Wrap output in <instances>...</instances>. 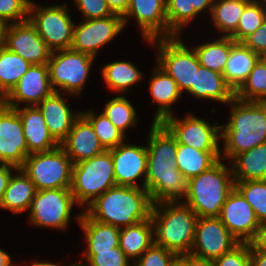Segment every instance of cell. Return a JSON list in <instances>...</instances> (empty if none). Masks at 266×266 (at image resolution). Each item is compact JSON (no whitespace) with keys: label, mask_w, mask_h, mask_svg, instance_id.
Masks as SVG:
<instances>
[{"label":"cell","mask_w":266,"mask_h":266,"mask_svg":"<svg viewBox=\"0 0 266 266\" xmlns=\"http://www.w3.org/2000/svg\"><path fill=\"white\" fill-rule=\"evenodd\" d=\"M74 203L70 188L39 190L29 207V221L35 226L65 229Z\"/></svg>","instance_id":"11"},{"label":"cell","mask_w":266,"mask_h":266,"mask_svg":"<svg viewBox=\"0 0 266 266\" xmlns=\"http://www.w3.org/2000/svg\"><path fill=\"white\" fill-rule=\"evenodd\" d=\"M63 266H85L83 263H76V264H70V265H63ZM87 266V265H86Z\"/></svg>","instance_id":"57"},{"label":"cell","mask_w":266,"mask_h":266,"mask_svg":"<svg viewBox=\"0 0 266 266\" xmlns=\"http://www.w3.org/2000/svg\"><path fill=\"white\" fill-rule=\"evenodd\" d=\"M3 28H4V25H2L0 23V47L3 45L2 42H3Z\"/></svg>","instance_id":"56"},{"label":"cell","mask_w":266,"mask_h":266,"mask_svg":"<svg viewBox=\"0 0 266 266\" xmlns=\"http://www.w3.org/2000/svg\"><path fill=\"white\" fill-rule=\"evenodd\" d=\"M28 20L52 52L71 48L75 24L67 4L36 7L30 1Z\"/></svg>","instance_id":"9"},{"label":"cell","mask_w":266,"mask_h":266,"mask_svg":"<svg viewBox=\"0 0 266 266\" xmlns=\"http://www.w3.org/2000/svg\"><path fill=\"white\" fill-rule=\"evenodd\" d=\"M115 185L114 164L109 150L73 164L70 190L78 205L87 207Z\"/></svg>","instance_id":"6"},{"label":"cell","mask_w":266,"mask_h":266,"mask_svg":"<svg viewBox=\"0 0 266 266\" xmlns=\"http://www.w3.org/2000/svg\"><path fill=\"white\" fill-rule=\"evenodd\" d=\"M31 0H0V23L8 25L28 20ZM15 20V21H14Z\"/></svg>","instance_id":"44"},{"label":"cell","mask_w":266,"mask_h":266,"mask_svg":"<svg viewBox=\"0 0 266 266\" xmlns=\"http://www.w3.org/2000/svg\"><path fill=\"white\" fill-rule=\"evenodd\" d=\"M261 58L266 62V52L261 56Z\"/></svg>","instance_id":"58"},{"label":"cell","mask_w":266,"mask_h":266,"mask_svg":"<svg viewBox=\"0 0 266 266\" xmlns=\"http://www.w3.org/2000/svg\"><path fill=\"white\" fill-rule=\"evenodd\" d=\"M102 77L107 87L114 92L125 93L130 86L142 79V73L137 67L127 61H115L106 64L101 69Z\"/></svg>","instance_id":"35"},{"label":"cell","mask_w":266,"mask_h":266,"mask_svg":"<svg viewBox=\"0 0 266 266\" xmlns=\"http://www.w3.org/2000/svg\"><path fill=\"white\" fill-rule=\"evenodd\" d=\"M28 266V265H27ZM31 266H63L61 264H54L50 262H33Z\"/></svg>","instance_id":"54"},{"label":"cell","mask_w":266,"mask_h":266,"mask_svg":"<svg viewBox=\"0 0 266 266\" xmlns=\"http://www.w3.org/2000/svg\"><path fill=\"white\" fill-rule=\"evenodd\" d=\"M242 43L260 56L266 52V18L262 25L246 37Z\"/></svg>","instance_id":"47"},{"label":"cell","mask_w":266,"mask_h":266,"mask_svg":"<svg viewBox=\"0 0 266 266\" xmlns=\"http://www.w3.org/2000/svg\"><path fill=\"white\" fill-rule=\"evenodd\" d=\"M261 56L242 42H236L230 49V54L223 70L227 84L236 92L248 78Z\"/></svg>","instance_id":"26"},{"label":"cell","mask_w":266,"mask_h":266,"mask_svg":"<svg viewBox=\"0 0 266 266\" xmlns=\"http://www.w3.org/2000/svg\"><path fill=\"white\" fill-rule=\"evenodd\" d=\"M214 266H250V243H239L213 260Z\"/></svg>","instance_id":"45"},{"label":"cell","mask_w":266,"mask_h":266,"mask_svg":"<svg viewBox=\"0 0 266 266\" xmlns=\"http://www.w3.org/2000/svg\"><path fill=\"white\" fill-rule=\"evenodd\" d=\"M154 243V227L146 219L135 225L120 228L119 247L134 262Z\"/></svg>","instance_id":"30"},{"label":"cell","mask_w":266,"mask_h":266,"mask_svg":"<svg viewBox=\"0 0 266 266\" xmlns=\"http://www.w3.org/2000/svg\"><path fill=\"white\" fill-rule=\"evenodd\" d=\"M83 257L88 266H130V259L119 246L112 251H84Z\"/></svg>","instance_id":"43"},{"label":"cell","mask_w":266,"mask_h":266,"mask_svg":"<svg viewBox=\"0 0 266 266\" xmlns=\"http://www.w3.org/2000/svg\"><path fill=\"white\" fill-rule=\"evenodd\" d=\"M250 1L214 0L210 15L217 30L230 37L236 31L240 17Z\"/></svg>","instance_id":"33"},{"label":"cell","mask_w":266,"mask_h":266,"mask_svg":"<svg viewBox=\"0 0 266 266\" xmlns=\"http://www.w3.org/2000/svg\"><path fill=\"white\" fill-rule=\"evenodd\" d=\"M17 171L16 175L11 176L0 202L1 209H8L13 213H21L29 209L37 192L36 186L24 171L21 168Z\"/></svg>","instance_id":"31"},{"label":"cell","mask_w":266,"mask_h":266,"mask_svg":"<svg viewBox=\"0 0 266 266\" xmlns=\"http://www.w3.org/2000/svg\"><path fill=\"white\" fill-rule=\"evenodd\" d=\"M15 110L22 121L28 156L32 153L51 151L60 146L49 132L37 106L27 105L23 108H15Z\"/></svg>","instance_id":"23"},{"label":"cell","mask_w":266,"mask_h":266,"mask_svg":"<svg viewBox=\"0 0 266 266\" xmlns=\"http://www.w3.org/2000/svg\"><path fill=\"white\" fill-rule=\"evenodd\" d=\"M72 168L73 162L61 146L51 151L30 154L21 167L37 191L70 188Z\"/></svg>","instance_id":"7"},{"label":"cell","mask_w":266,"mask_h":266,"mask_svg":"<svg viewBox=\"0 0 266 266\" xmlns=\"http://www.w3.org/2000/svg\"><path fill=\"white\" fill-rule=\"evenodd\" d=\"M178 265L179 266H214V263L211 260L200 259L190 254H187V255H180L178 257Z\"/></svg>","instance_id":"49"},{"label":"cell","mask_w":266,"mask_h":266,"mask_svg":"<svg viewBox=\"0 0 266 266\" xmlns=\"http://www.w3.org/2000/svg\"><path fill=\"white\" fill-rule=\"evenodd\" d=\"M81 114L91 123L105 150L116 148L124 142L125 135L102 112L98 116L93 110H86Z\"/></svg>","instance_id":"40"},{"label":"cell","mask_w":266,"mask_h":266,"mask_svg":"<svg viewBox=\"0 0 266 266\" xmlns=\"http://www.w3.org/2000/svg\"><path fill=\"white\" fill-rule=\"evenodd\" d=\"M187 92L197 99H210L227 104L235 98V92L227 84L223 74L202 65L196 69L194 85H191Z\"/></svg>","instance_id":"24"},{"label":"cell","mask_w":266,"mask_h":266,"mask_svg":"<svg viewBox=\"0 0 266 266\" xmlns=\"http://www.w3.org/2000/svg\"><path fill=\"white\" fill-rule=\"evenodd\" d=\"M238 244L218 217H198L190 255L213 261Z\"/></svg>","instance_id":"13"},{"label":"cell","mask_w":266,"mask_h":266,"mask_svg":"<svg viewBox=\"0 0 266 266\" xmlns=\"http://www.w3.org/2000/svg\"><path fill=\"white\" fill-rule=\"evenodd\" d=\"M77 215L76 218L86 236L87 248L85 251H112V248L119 246V227L98 222L85 211Z\"/></svg>","instance_id":"27"},{"label":"cell","mask_w":266,"mask_h":266,"mask_svg":"<svg viewBox=\"0 0 266 266\" xmlns=\"http://www.w3.org/2000/svg\"><path fill=\"white\" fill-rule=\"evenodd\" d=\"M218 218L239 243H253L258 235L260 222L236 188L229 193Z\"/></svg>","instance_id":"15"},{"label":"cell","mask_w":266,"mask_h":266,"mask_svg":"<svg viewBox=\"0 0 266 266\" xmlns=\"http://www.w3.org/2000/svg\"><path fill=\"white\" fill-rule=\"evenodd\" d=\"M175 137L178 144H185L200 151H220L221 125L210 124L204 119L188 114L177 119L174 114L161 122Z\"/></svg>","instance_id":"12"},{"label":"cell","mask_w":266,"mask_h":266,"mask_svg":"<svg viewBox=\"0 0 266 266\" xmlns=\"http://www.w3.org/2000/svg\"><path fill=\"white\" fill-rule=\"evenodd\" d=\"M66 100L60 92L54 91L37 105L49 132L59 144L66 139L74 121L81 115V112L74 114Z\"/></svg>","instance_id":"22"},{"label":"cell","mask_w":266,"mask_h":266,"mask_svg":"<svg viewBox=\"0 0 266 266\" xmlns=\"http://www.w3.org/2000/svg\"><path fill=\"white\" fill-rule=\"evenodd\" d=\"M32 64L20 55L0 47V87L8 94Z\"/></svg>","instance_id":"36"},{"label":"cell","mask_w":266,"mask_h":266,"mask_svg":"<svg viewBox=\"0 0 266 266\" xmlns=\"http://www.w3.org/2000/svg\"><path fill=\"white\" fill-rule=\"evenodd\" d=\"M178 255L153 243L135 262L133 266H177Z\"/></svg>","instance_id":"42"},{"label":"cell","mask_w":266,"mask_h":266,"mask_svg":"<svg viewBox=\"0 0 266 266\" xmlns=\"http://www.w3.org/2000/svg\"><path fill=\"white\" fill-rule=\"evenodd\" d=\"M7 94L0 87V105H3L6 100Z\"/></svg>","instance_id":"55"},{"label":"cell","mask_w":266,"mask_h":266,"mask_svg":"<svg viewBox=\"0 0 266 266\" xmlns=\"http://www.w3.org/2000/svg\"><path fill=\"white\" fill-rule=\"evenodd\" d=\"M130 17L136 18L145 40L168 37L166 0H131L123 16L124 25Z\"/></svg>","instance_id":"19"},{"label":"cell","mask_w":266,"mask_h":266,"mask_svg":"<svg viewBox=\"0 0 266 266\" xmlns=\"http://www.w3.org/2000/svg\"><path fill=\"white\" fill-rule=\"evenodd\" d=\"M145 189L153 204L184 198L187 179L176 166L178 143L162 124L153 122L148 136Z\"/></svg>","instance_id":"1"},{"label":"cell","mask_w":266,"mask_h":266,"mask_svg":"<svg viewBox=\"0 0 266 266\" xmlns=\"http://www.w3.org/2000/svg\"><path fill=\"white\" fill-rule=\"evenodd\" d=\"M253 244L258 249L266 252V221L260 223L259 232Z\"/></svg>","instance_id":"52"},{"label":"cell","mask_w":266,"mask_h":266,"mask_svg":"<svg viewBox=\"0 0 266 266\" xmlns=\"http://www.w3.org/2000/svg\"><path fill=\"white\" fill-rule=\"evenodd\" d=\"M231 105L230 119L221 125L224 158L233 159L239 153L266 142V102L243 101L236 97Z\"/></svg>","instance_id":"3"},{"label":"cell","mask_w":266,"mask_h":266,"mask_svg":"<svg viewBox=\"0 0 266 266\" xmlns=\"http://www.w3.org/2000/svg\"><path fill=\"white\" fill-rule=\"evenodd\" d=\"M73 164L88 160L105 151L91 123L81 114L60 144Z\"/></svg>","instance_id":"21"},{"label":"cell","mask_w":266,"mask_h":266,"mask_svg":"<svg viewBox=\"0 0 266 266\" xmlns=\"http://www.w3.org/2000/svg\"><path fill=\"white\" fill-rule=\"evenodd\" d=\"M178 38L179 36L156 38L147 42L158 49L157 65L176 81L182 93L194 85L196 69H199L200 63L194 49L190 50Z\"/></svg>","instance_id":"8"},{"label":"cell","mask_w":266,"mask_h":266,"mask_svg":"<svg viewBox=\"0 0 266 266\" xmlns=\"http://www.w3.org/2000/svg\"><path fill=\"white\" fill-rule=\"evenodd\" d=\"M53 92L48 63L32 64L7 94L4 105L13 109L18 108L21 102L30 103L29 106H37Z\"/></svg>","instance_id":"18"},{"label":"cell","mask_w":266,"mask_h":266,"mask_svg":"<svg viewBox=\"0 0 266 266\" xmlns=\"http://www.w3.org/2000/svg\"><path fill=\"white\" fill-rule=\"evenodd\" d=\"M28 156V147L18 112L0 105V164L21 168Z\"/></svg>","instance_id":"17"},{"label":"cell","mask_w":266,"mask_h":266,"mask_svg":"<svg viewBox=\"0 0 266 266\" xmlns=\"http://www.w3.org/2000/svg\"><path fill=\"white\" fill-rule=\"evenodd\" d=\"M234 181L266 180V142L232 159Z\"/></svg>","instance_id":"28"},{"label":"cell","mask_w":266,"mask_h":266,"mask_svg":"<svg viewBox=\"0 0 266 266\" xmlns=\"http://www.w3.org/2000/svg\"><path fill=\"white\" fill-rule=\"evenodd\" d=\"M152 207L145 188L115 185L91 202L85 212L98 222L122 228L149 219Z\"/></svg>","instance_id":"2"},{"label":"cell","mask_w":266,"mask_h":266,"mask_svg":"<svg viewBox=\"0 0 266 266\" xmlns=\"http://www.w3.org/2000/svg\"><path fill=\"white\" fill-rule=\"evenodd\" d=\"M11 261L10 255L0 249V266H10L13 264Z\"/></svg>","instance_id":"53"},{"label":"cell","mask_w":266,"mask_h":266,"mask_svg":"<svg viewBox=\"0 0 266 266\" xmlns=\"http://www.w3.org/2000/svg\"><path fill=\"white\" fill-rule=\"evenodd\" d=\"M220 158V151H200L185 144H178L175 162L180 172L189 180L209 169Z\"/></svg>","instance_id":"32"},{"label":"cell","mask_w":266,"mask_h":266,"mask_svg":"<svg viewBox=\"0 0 266 266\" xmlns=\"http://www.w3.org/2000/svg\"><path fill=\"white\" fill-rule=\"evenodd\" d=\"M123 17L111 15L105 18L84 19L74 26L71 49L96 57V53L124 29Z\"/></svg>","instance_id":"14"},{"label":"cell","mask_w":266,"mask_h":266,"mask_svg":"<svg viewBox=\"0 0 266 266\" xmlns=\"http://www.w3.org/2000/svg\"><path fill=\"white\" fill-rule=\"evenodd\" d=\"M235 188L232 169L220 158L209 169L187 180L183 203L198 217H218L229 193Z\"/></svg>","instance_id":"5"},{"label":"cell","mask_w":266,"mask_h":266,"mask_svg":"<svg viewBox=\"0 0 266 266\" xmlns=\"http://www.w3.org/2000/svg\"><path fill=\"white\" fill-rule=\"evenodd\" d=\"M266 18V0H251L240 17L236 31L230 36L235 42H242L255 32Z\"/></svg>","instance_id":"38"},{"label":"cell","mask_w":266,"mask_h":266,"mask_svg":"<svg viewBox=\"0 0 266 266\" xmlns=\"http://www.w3.org/2000/svg\"><path fill=\"white\" fill-rule=\"evenodd\" d=\"M74 3L85 19L105 18L115 15L111 12L106 0H74Z\"/></svg>","instance_id":"46"},{"label":"cell","mask_w":266,"mask_h":266,"mask_svg":"<svg viewBox=\"0 0 266 266\" xmlns=\"http://www.w3.org/2000/svg\"><path fill=\"white\" fill-rule=\"evenodd\" d=\"M152 74L149 89L153 97L152 103H158L153 122L161 123L165 118L173 115L171 106L182 94L176 81L158 65Z\"/></svg>","instance_id":"25"},{"label":"cell","mask_w":266,"mask_h":266,"mask_svg":"<svg viewBox=\"0 0 266 266\" xmlns=\"http://www.w3.org/2000/svg\"><path fill=\"white\" fill-rule=\"evenodd\" d=\"M235 97L243 101L266 102V62L262 58L235 92Z\"/></svg>","instance_id":"37"},{"label":"cell","mask_w":266,"mask_h":266,"mask_svg":"<svg viewBox=\"0 0 266 266\" xmlns=\"http://www.w3.org/2000/svg\"><path fill=\"white\" fill-rule=\"evenodd\" d=\"M114 164V177L116 185L139 187L136 180L144 176L143 188L147 173V149L123 142L116 148L109 150Z\"/></svg>","instance_id":"20"},{"label":"cell","mask_w":266,"mask_h":266,"mask_svg":"<svg viewBox=\"0 0 266 266\" xmlns=\"http://www.w3.org/2000/svg\"><path fill=\"white\" fill-rule=\"evenodd\" d=\"M102 113L118 128L125 136L128 127L137 124L136 111L133 105L124 96H117L109 100Z\"/></svg>","instance_id":"39"},{"label":"cell","mask_w":266,"mask_h":266,"mask_svg":"<svg viewBox=\"0 0 266 266\" xmlns=\"http://www.w3.org/2000/svg\"><path fill=\"white\" fill-rule=\"evenodd\" d=\"M235 43L231 37L222 35L215 41L194 46V51L200 65L222 74L230 49Z\"/></svg>","instance_id":"34"},{"label":"cell","mask_w":266,"mask_h":266,"mask_svg":"<svg viewBox=\"0 0 266 266\" xmlns=\"http://www.w3.org/2000/svg\"><path fill=\"white\" fill-rule=\"evenodd\" d=\"M131 0H106L111 12L123 17L128 9Z\"/></svg>","instance_id":"51"},{"label":"cell","mask_w":266,"mask_h":266,"mask_svg":"<svg viewBox=\"0 0 266 266\" xmlns=\"http://www.w3.org/2000/svg\"><path fill=\"white\" fill-rule=\"evenodd\" d=\"M197 219V214L182 200L153 204L154 243L178 256L190 254Z\"/></svg>","instance_id":"4"},{"label":"cell","mask_w":266,"mask_h":266,"mask_svg":"<svg viewBox=\"0 0 266 266\" xmlns=\"http://www.w3.org/2000/svg\"><path fill=\"white\" fill-rule=\"evenodd\" d=\"M214 0H166L168 37L179 36L181 30L199 13L209 7L212 11Z\"/></svg>","instance_id":"29"},{"label":"cell","mask_w":266,"mask_h":266,"mask_svg":"<svg viewBox=\"0 0 266 266\" xmlns=\"http://www.w3.org/2000/svg\"><path fill=\"white\" fill-rule=\"evenodd\" d=\"M18 168L8 164H0V202L3 198V194L8 186L9 180L12 176V171H16Z\"/></svg>","instance_id":"48"},{"label":"cell","mask_w":266,"mask_h":266,"mask_svg":"<svg viewBox=\"0 0 266 266\" xmlns=\"http://www.w3.org/2000/svg\"><path fill=\"white\" fill-rule=\"evenodd\" d=\"M234 182L235 188L251 205L259 222L266 221V180Z\"/></svg>","instance_id":"41"},{"label":"cell","mask_w":266,"mask_h":266,"mask_svg":"<svg viewBox=\"0 0 266 266\" xmlns=\"http://www.w3.org/2000/svg\"><path fill=\"white\" fill-rule=\"evenodd\" d=\"M250 266H266V252L250 243Z\"/></svg>","instance_id":"50"},{"label":"cell","mask_w":266,"mask_h":266,"mask_svg":"<svg viewBox=\"0 0 266 266\" xmlns=\"http://www.w3.org/2000/svg\"><path fill=\"white\" fill-rule=\"evenodd\" d=\"M95 58L70 49L51 53L48 61L50 83L56 92L79 95ZM59 86V88H56Z\"/></svg>","instance_id":"10"},{"label":"cell","mask_w":266,"mask_h":266,"mask_svg":"<svg viewBox=\"0 0 266 266\" xmlns=\"http://www.w3.org/2000/svg\"><path fill=\"white\" fill-rule=\"evenodd\" d=\"M2 44L31 64L48 63L52 53L29 20L4 25Z\"/></svg>","instance_id":"16"}]
</instances>
